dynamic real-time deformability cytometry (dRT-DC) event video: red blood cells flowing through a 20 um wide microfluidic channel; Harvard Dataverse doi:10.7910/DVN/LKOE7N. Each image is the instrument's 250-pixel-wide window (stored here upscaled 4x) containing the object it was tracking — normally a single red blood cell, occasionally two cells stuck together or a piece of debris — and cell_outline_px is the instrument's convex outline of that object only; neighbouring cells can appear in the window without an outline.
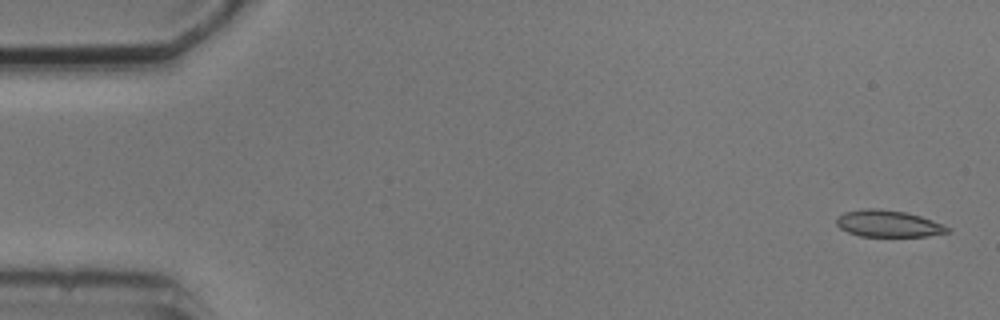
{"species": "common noctule bat (a hibernating species)", "species_latin": "Nyctalus noctula", "temperature_condition": "cold", "stored_images_in_passage": 3, "camera_frame_rate_fps": 3000, "um_per_image_px": 0.085, "animal": {"sex": "male", "body_mass_g": 20.5, "forearm_length_mm": 52.5}, "frame": {"image": 1, "passage_image": 1, "time_ms": 0.0, "image_size_px": [1000, 320], "cell_outline_px": [[952, 232], [928, 236], [860, 236], [848, 232], [840, 228], [836, 224], [836, 216], [844, 212], [864, 208], [880, 208], [904, 212], [920, 216], [944, 224], [952, 228]], "centroid_in_image_um": [75.52, 19.0], "position_along_channel_um": 9.5, "area_um2": 17.51}}